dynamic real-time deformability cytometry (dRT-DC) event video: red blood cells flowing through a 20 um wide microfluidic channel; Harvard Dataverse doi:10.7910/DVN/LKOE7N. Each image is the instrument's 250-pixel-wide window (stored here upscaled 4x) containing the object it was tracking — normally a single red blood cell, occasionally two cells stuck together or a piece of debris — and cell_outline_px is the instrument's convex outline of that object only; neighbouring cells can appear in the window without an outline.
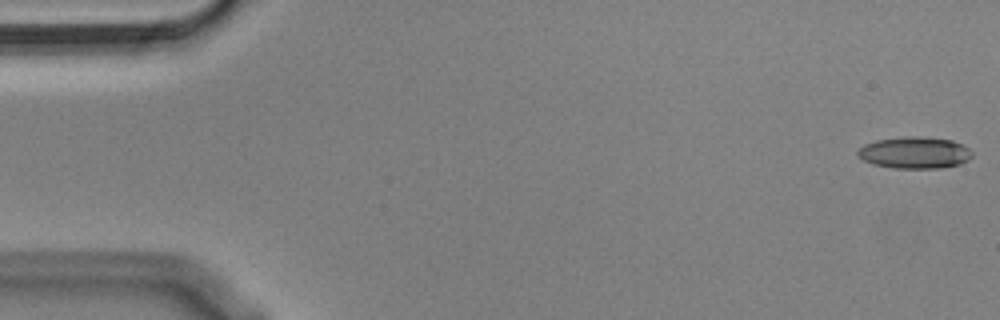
{"species": "Egyptian fruit bat (a non-hibernating species)", "species_latin": "Rousettus aegyptiacus", "temperature_condition": "cold", "stored_images_in_passage": 50, "camera_frame_rate_fps": 3000, "um_per_image_px": 0.085, "animal": {"sex": "male"}, "frame": {"image": 1, "passage_image": 1, "time_ms": 0.0, "image_size_px": [1000, 320], "cell_outline_px": [[972, 156], [968, 160], [960, 164], [940, 168], [892, 168], [872, 164], [864, 160], [856, 152], [864, 144], [876, 140], [904, 136], [920, 136], [952, 140], [964, 144], [972, 152]], "centroid_in_image_um": [77.76, 12.97], "position_along_channel_um": 7.2, "area_um2": 21.27}}
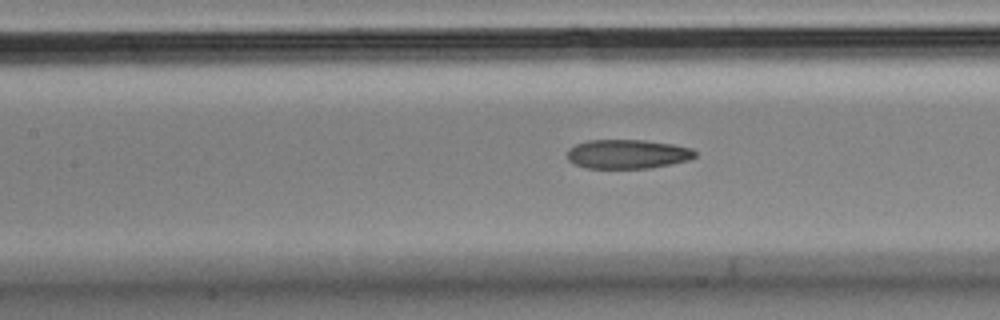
{"frame": {"image": 2, "passage_image": 24, "time_ms": 7.667, "image_size_px": [1000, 320], "cell_outline_px": [[696, 156], [688, 160], [672, 164], [648, 168], [584, 168], [568, 160], [568, 148], [576, 144], [588, 140], [644, 140], [672, 144], [692, 148], [696, 152]], "centroid_in_image_um": [53.34, 13.09], "position_along_channel_um": 154.1, "area_um2": 21.73}}
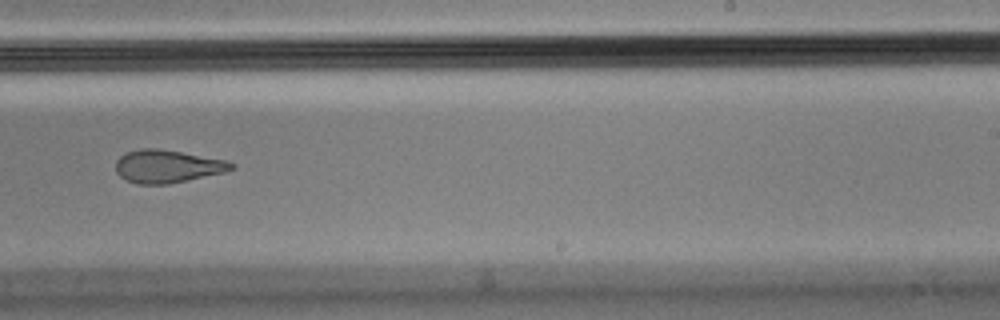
{"frame": {"image": 3, "passage_image": 34, "time_ms": 11.0, "image_size_px": [1000, 320], "cell_outline_px": [[236, 168], [224, 172], [168, 184], [136, 184], [120, 176], [116, 172], [116, 160], [124, 152], [140, 148], [156, 148], [228, 160], [236, 164]], "centroid_in_image_um": [14.22, 14.13], "position_along_channel_um": 274.8, "area_um2": 22.2}, "authors_computed_cell_mechanics": {"area_um2": 22.3397, "velocity_mm_per_s": 3.6298, "shape_relaxation_time_tau1_ms": null, "shape_relaxation_time_tau2_ms": 3.3979, "deformation_change_tau1": null, "deformation_change_tau2": 0.1266}}